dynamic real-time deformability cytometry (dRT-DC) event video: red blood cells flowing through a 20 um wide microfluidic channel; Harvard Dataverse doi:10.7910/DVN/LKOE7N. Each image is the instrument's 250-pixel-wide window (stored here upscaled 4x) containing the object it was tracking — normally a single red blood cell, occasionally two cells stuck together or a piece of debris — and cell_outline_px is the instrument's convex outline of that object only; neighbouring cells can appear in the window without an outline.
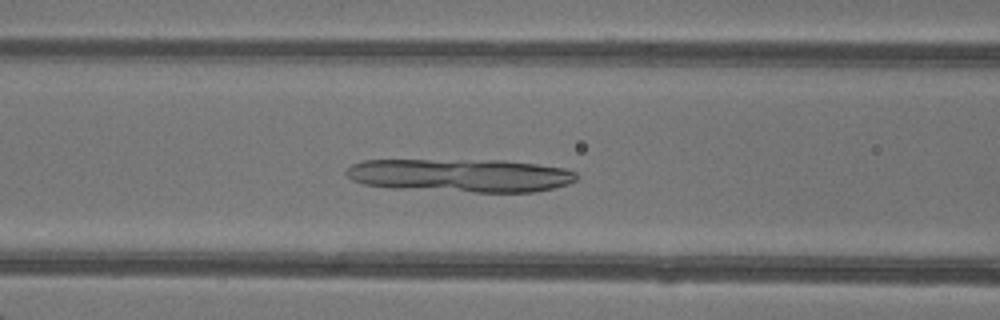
{"species": "common noctule bat (a hibernating species)", "species_latin": "Nyctalus noctula", "temperature_condition": "warm", "stored_images_in_passage": 46, "camera_frame_rate_fps": 3000, "um_per_image_px": 0.085, "animal": {"sex": "female"}, "frame": {"image": 1, "passage_image": 19, "time_ms": 6.0, "image_size_px": [1000, 320], "cell_outline_px": [[580, 176], [576, 180], [568, 184], [552, 188], [532, 192], [476, 192], [392, 188], [364, 184], [352, 180], [344, 172], [352, 164], [364, 160], [504, 160], [536, 164], [564, 168], [576, 172]], "centroid_in_image_um": [39.16, 14.9], "position_along_channel_um": 127.4, "area_um2": 44.8}}